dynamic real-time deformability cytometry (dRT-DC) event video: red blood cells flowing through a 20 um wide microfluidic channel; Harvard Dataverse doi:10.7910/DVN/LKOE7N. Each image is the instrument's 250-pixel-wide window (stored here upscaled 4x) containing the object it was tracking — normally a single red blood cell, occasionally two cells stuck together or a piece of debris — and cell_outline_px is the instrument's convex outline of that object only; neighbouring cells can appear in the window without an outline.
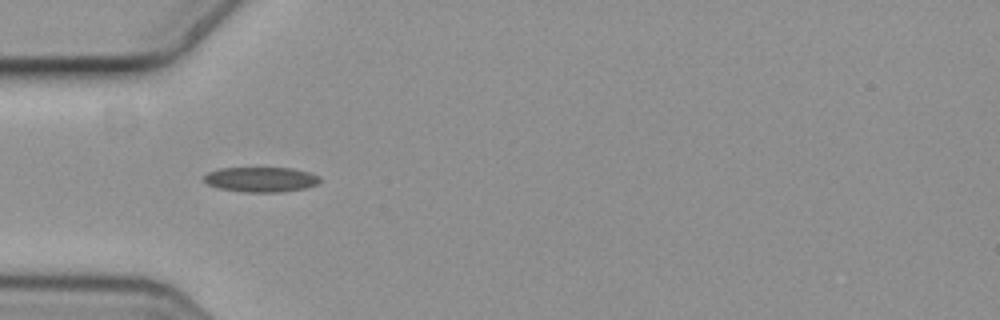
{"species": "common noctule bat (a hibernating species)", "species_latin": "Nyctalus noctula", "temperature_condition": "cold", "stored_images_in_passage": 9, "camera_frame_rate_fps": 3000, "um_per_image_px": 0.085, "animal": {"sex": "female", "body_mass_g": 19.3, "forearm_length_mm": 54.1}, "frame": {"image": 1, "passage_image": 6, "time_ms": 1.667, "image_size_px": [1000, 320], "cell_outline_px": [[320, 180], [316, 184], [304, 188], [280, 192], [244, 192], [216, 188], [208, 184], [204, 180], [204, 176], [208, 172], [220, 168], [292, 168], [308, 172], [320, 176]], "centroid_in_image_um": [22.15, 15.25], "position_along_channel_um": 62.8, "area_um2": 16.82}}
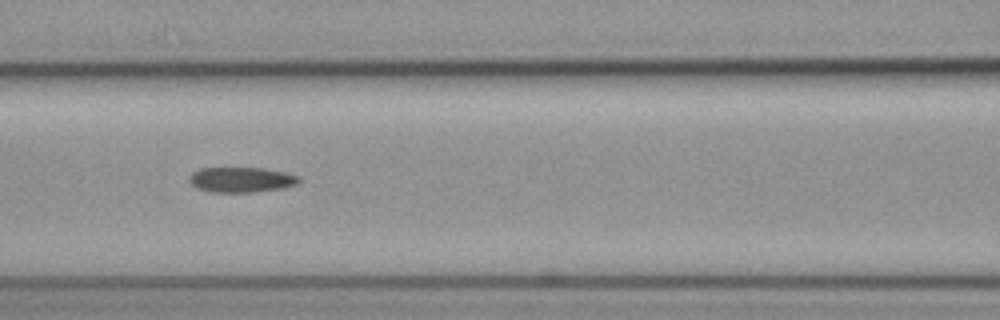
{"frame": {"image": 2, "passage_image": 8, "time_ms": 2.333, "image_size_px": [1000, 320], "cell_outline_px": [[300, 180], [296, 184], [284, 188], [252, 192], [208, 192], [196, 188], [188, 180], [188, 176], [192, 172], [200, 168], [264, 168], [284, 172], [300, 176]], "centroid_in_image_um": [20.48, 15.27], "position_along_channel_um": 146.1, "area_um2": 16.24}}
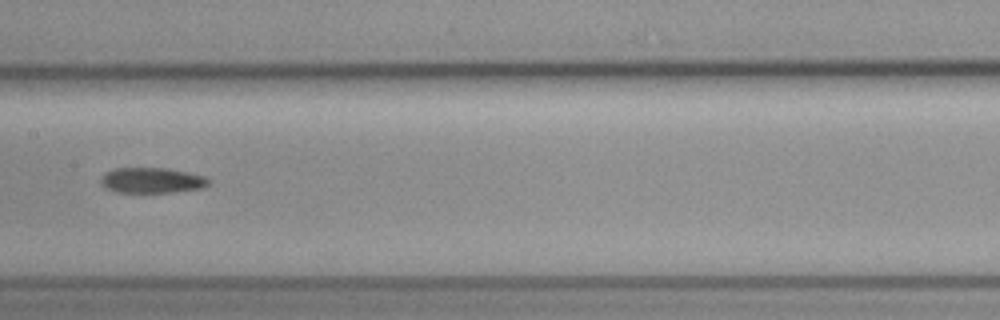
{"frame": {"image": 3, "passage_image": 9, "time_ms": 2.667, "image_size_px": [1000, 320], "cell_outline_px": [[212, 184], [204, 188], [172, 192], [116, 192], [104, 188], [100, 184], [100, 180], [104, 172], [112, 168], [168, 168], [188, 172], [204, 176], [212, 180]], "centroid_in_image_um": [12.92, 15.33], "position_along_channel_um": 194.5, "area_um2": 16.36}}